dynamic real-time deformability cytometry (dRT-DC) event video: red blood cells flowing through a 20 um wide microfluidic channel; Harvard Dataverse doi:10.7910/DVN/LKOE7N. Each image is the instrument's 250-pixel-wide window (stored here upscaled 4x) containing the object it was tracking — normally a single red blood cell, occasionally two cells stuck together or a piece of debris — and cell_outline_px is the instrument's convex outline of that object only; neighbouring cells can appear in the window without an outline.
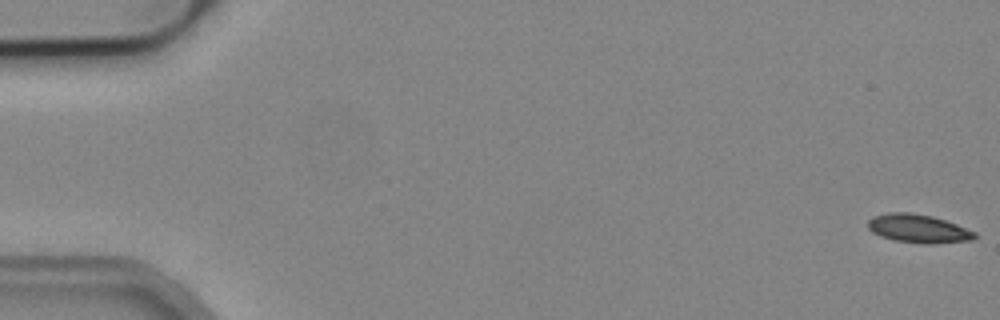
{"species": "common noctule bat (a hibernating species)", "species_latin": "Nyctalus noctula", "temperature_condition": "cold", "stored_images_in_passage": 15, "camera_frame_rate_fps": 3000, "um_per_image_px": 0.085, "animal": {"sex": "male", "body_mass_g": 19.2, "forearm_length_mm": 51.8}, "frame": {"image": 1, "passage_image": 1, "time_ms": 0.0, "image_size_px": [1000, 320], "cell_outline_px": [[976, 236], [972, 240], [932, 244], [924, 244], [896, 240], [880, 236], [872, 232], [868, 228], [868, 220], [872, 216], [888, 212], [912, 212], [932, 216], [956, 224], [976, 232]], "centroid_in_image_um": [78.03, 19.42], "position_along_channel_um": 7.0, "area_um2": 17.74}}